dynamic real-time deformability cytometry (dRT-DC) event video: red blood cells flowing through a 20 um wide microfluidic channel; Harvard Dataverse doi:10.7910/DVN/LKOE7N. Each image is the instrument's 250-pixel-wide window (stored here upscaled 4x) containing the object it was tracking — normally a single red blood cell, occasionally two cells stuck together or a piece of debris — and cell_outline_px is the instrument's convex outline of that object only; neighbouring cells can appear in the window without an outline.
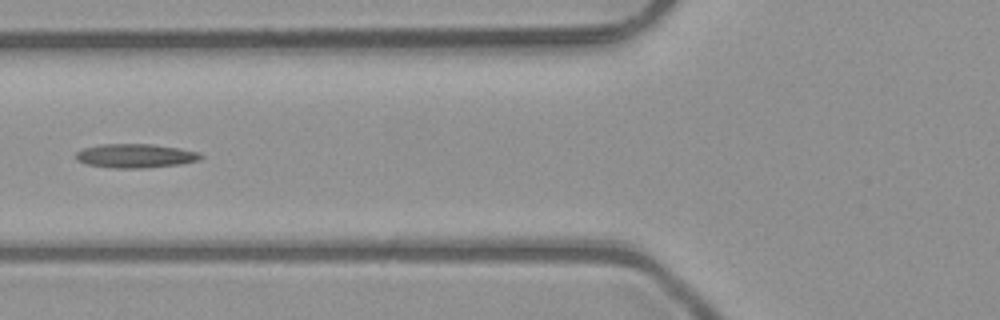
{"species": "common noctule bat (a hibernating species)", "species_latin": "Nyctalus noctula", "temperature_condition": "room temperature", "stored_images_in_passage": 6, "camera_frame_rate_fps": 3000, "um_per_image_px": 0.085, "animal": {"sex": "male", "body_mass_g": 23.1, "forearm_length_mm": 52.7}, "frame": {"image": 1, "passage_image": 5, "time_ms": 1.333, "image_size_px": [1000, 320], "cell_outline_px": [[204, 156], [200, 160], [180, 164], [144, 168], [112, 168], [88, 164], [76, 160], [76, 152], [84, 148], [100, 144], [152, 144], [180, 148], [200, 152]], "centroid_in_image_um": [11.55, 13.24], "position_along_channel_um": 114.3, "area_um2": 17.51}}
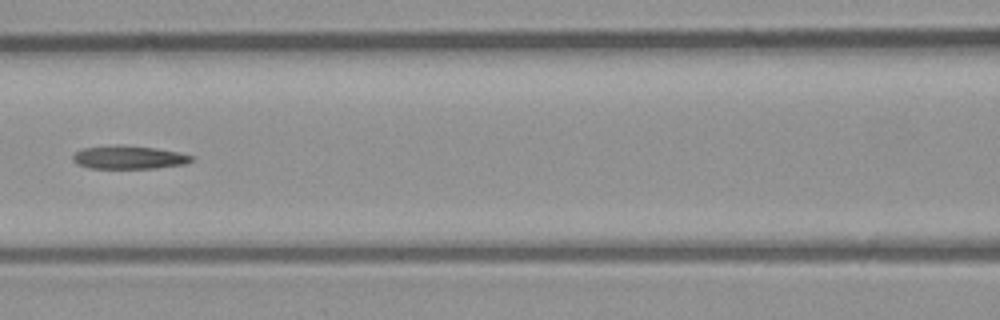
{"frame": {"image": 2, "passage_image": 6, "time_ms": 1.667, "image_size_px": [1000, 320], "cell_outline_px": [[196, 160], [184, 164], [156, 168], [88, 168], [76, 164], [72, 160], [72, 156], [76, 152], [84, 148], [156, 148], [180, 152], [196, 156]], "centroid_in_image_um": [11.05, 13.43], "position_along_channel_um": 155.5, "area_um2": 15.32}}